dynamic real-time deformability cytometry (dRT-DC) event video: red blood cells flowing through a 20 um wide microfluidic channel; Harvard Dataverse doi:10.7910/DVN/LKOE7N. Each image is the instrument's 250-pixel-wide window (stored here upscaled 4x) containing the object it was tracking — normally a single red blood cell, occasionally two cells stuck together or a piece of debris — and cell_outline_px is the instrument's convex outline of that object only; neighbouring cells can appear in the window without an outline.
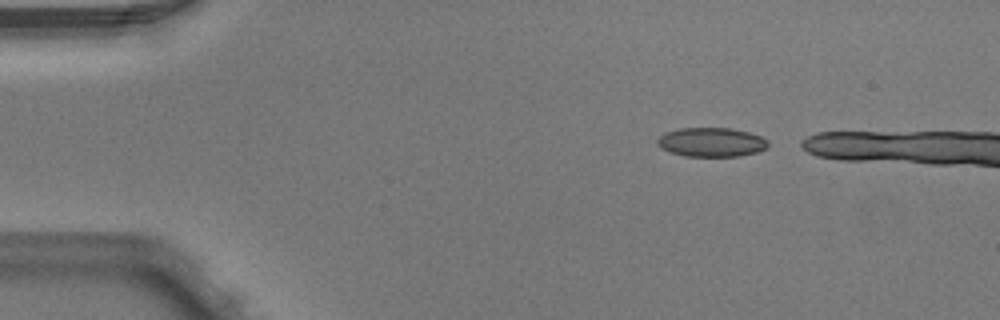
{"species": "Egyptian fruit bat (a non-hibernating species)", "species_latin": "Rousettus aegyptiacus", "temperature_condition": "warm", "stored_images_in_passage": 5, "camera_frame_rate_fps": 3000, "um_per_image_px": 0.085, "animal": {"sex": "male"}, "frame": {"image": 1, "passage_image": 1, "time_ms": 0.0, "image_size_px": [1000, 320], "cell_outline_px": [[768, 148], [756, 152], [740, 156], [684, 156], [668, 152], [660, 148], [656, 144], [656, 140], [664, 132], [680, 128], [732, 128], [748, 132], [760, 136], [768, 140]], "centroid_in_image_um": [60.43, 12.08], "position_along_channel_um": 24.6, "area_um2": 19.02}}
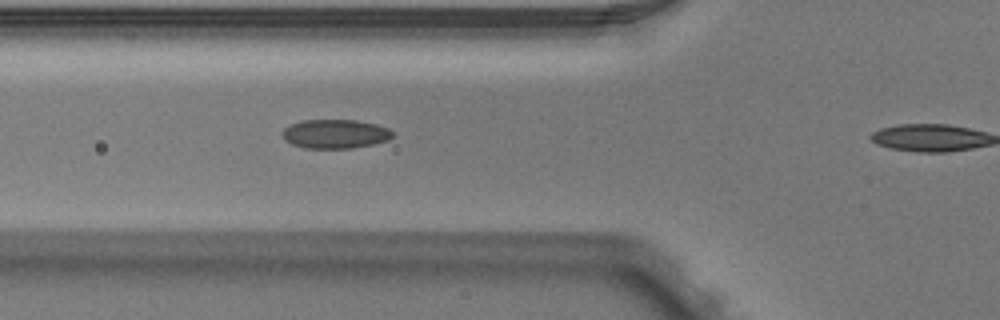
{"frame": {"image": 2, "passage_image": 4, "time_ms": 1.0, "image_size_px": [1000, 320], "cell_outline_px": [[392, 136], [388, 140], [372, 144], [352, 148], [304, 148], [292, 144], [284, 140], [280, 132], [284, 128], [292, 124], [304, 120], [356, 120], [376, 124], [388, 128], [392, 132]], "centroid_in_image_um": [28.46, 11.38], "position_along_channel_um": 97.3, "area_um2": 18.61}}